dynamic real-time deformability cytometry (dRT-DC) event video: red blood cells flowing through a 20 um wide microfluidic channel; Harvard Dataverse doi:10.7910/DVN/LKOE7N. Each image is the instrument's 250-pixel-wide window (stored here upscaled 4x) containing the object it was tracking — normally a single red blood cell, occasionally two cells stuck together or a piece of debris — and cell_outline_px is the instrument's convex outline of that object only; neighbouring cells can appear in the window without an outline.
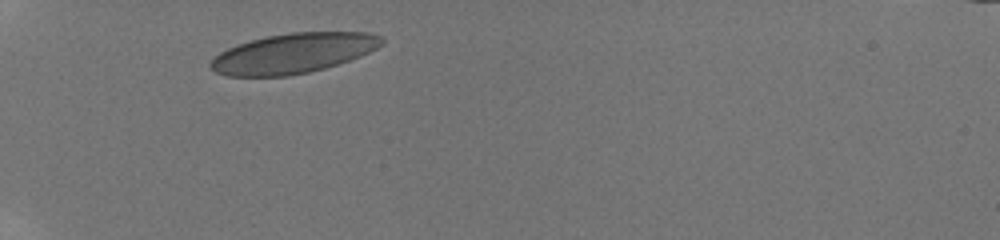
{"species": "human", "species_latin": "Homo sapiens", "temperature_condition": "room temperature", "stored_images_in_passage": 2, "camera_frame_rate_fps": 3000, "um_per_image_px": 0.085, "donor": {"sex": "male"}, "frame": {"image": 1, "passage_image": 1, "time_ms": 0.0, "image_size_px": [1000, 240], "cell_outline_px": [[384, 44], [360, 56], [324, 68], [308, 72], [288, 76], [228, 76], [216, 72], [208, 64], [220, 52], [236, 44], [264, 36], [292, 32], [368, 32], [380, 36], [384, 40]], "centroid_in_image_um": [24.91, 4.52], "position_along_channel_um": 60.1, "area_um2": 39.71}}